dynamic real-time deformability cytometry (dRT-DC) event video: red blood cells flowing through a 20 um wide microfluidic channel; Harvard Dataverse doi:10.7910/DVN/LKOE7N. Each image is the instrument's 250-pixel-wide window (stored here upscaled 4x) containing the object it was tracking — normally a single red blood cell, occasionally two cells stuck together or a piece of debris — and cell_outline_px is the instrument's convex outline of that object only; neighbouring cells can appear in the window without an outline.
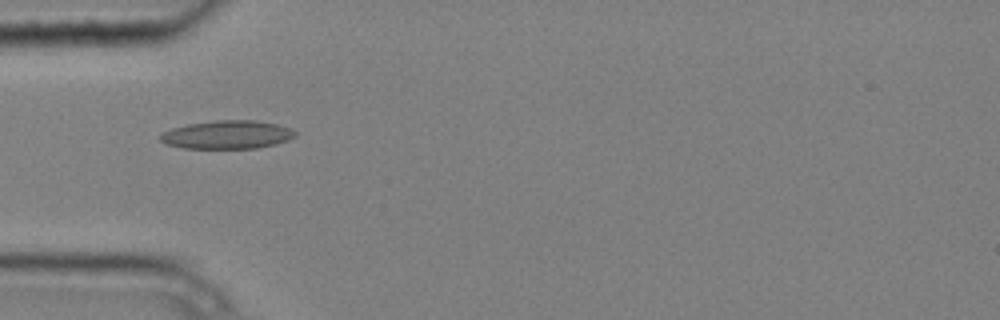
{"species": "common noctule bat (a hibernating species)", "species_latin": "Nyctalus noctula", "temperature_condition": "cold", "stored_images_in_passage": 3, "camera_frame_rate_fps": 3000, "um_per_image_px": 0.085, "animal": {"sex": "male", "body_mass_g": 20.4}, "frame": {"image": 1, "passage_image": 3, "time_ms": 0.667, "image_size_px": [1000, 320], "cell_outline_px": [[296, 136], [288, 140], [276, 144], [256, 148], [184, 148], [164, 144], [160, 140], [160, 136], [164, 132], [172, 128], [188, 124], [216, 120], [256, 120], [276, 124], [288, 128], [296, 132]], "centroid_in_image_um": [19.31, 11.45], "position_along_channel_um": 65.7, "area_um2": 22.2}}